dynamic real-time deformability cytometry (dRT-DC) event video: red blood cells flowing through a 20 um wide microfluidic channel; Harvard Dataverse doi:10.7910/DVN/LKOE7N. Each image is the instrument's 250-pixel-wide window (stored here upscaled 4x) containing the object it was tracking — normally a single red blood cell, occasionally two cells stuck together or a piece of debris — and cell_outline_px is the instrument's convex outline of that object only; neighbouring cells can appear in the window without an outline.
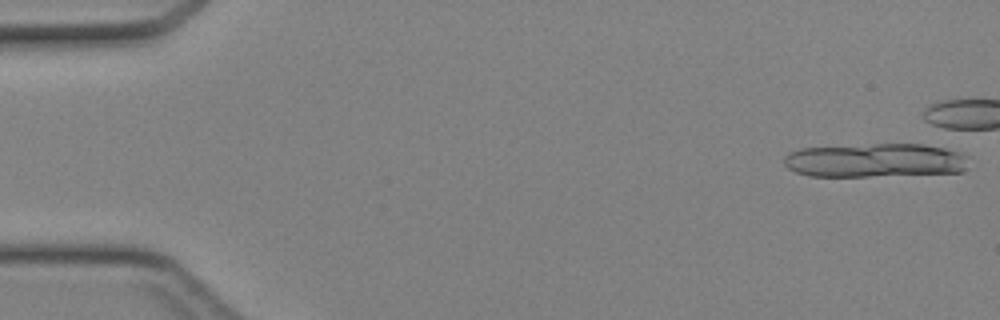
{"species": "Egyptian fruit bat (a non-hibernating species)", "species_latin": "Rousettus aegyptiacus", "temperature_condition": "cold", "stored_images_in_passage": 5, "camera_frame_rate_fps": 3000, "um_per_image_px": 0.085, "animal": {"sex": "female"}, "frame": {"image": 1, "passage_image": 1, "time_ms": 0.0, "image_size_px": [1000, 320], "cell_outline_px": [[968, 168], [964, 172], [868, 176], [808, 176], [796, 172], [788, 168], [784, 164], [784, 156], [800, 148], [876, 144], [924, 144], [964, 152], [968, 156]], "centroid_in_image_um": [74.45, 13.63], "position_along_channel_um": 10.5, "area_um2": 36.7}}